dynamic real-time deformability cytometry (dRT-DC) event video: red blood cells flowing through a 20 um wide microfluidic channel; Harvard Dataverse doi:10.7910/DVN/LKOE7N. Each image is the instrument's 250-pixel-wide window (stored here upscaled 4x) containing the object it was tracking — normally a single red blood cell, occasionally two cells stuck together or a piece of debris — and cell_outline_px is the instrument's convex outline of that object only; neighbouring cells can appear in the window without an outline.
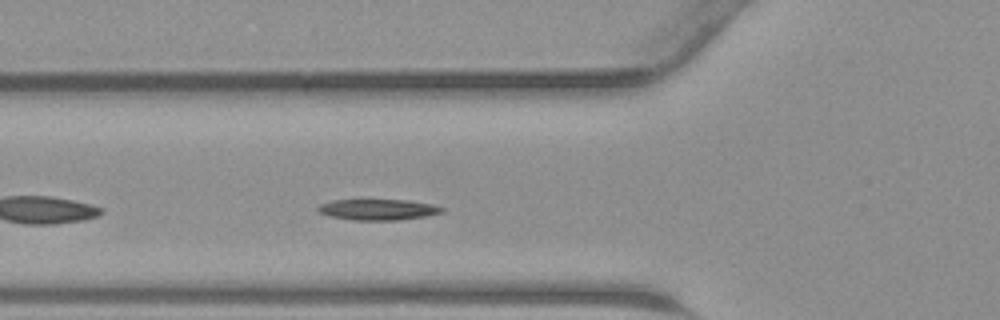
{"species": "common noctule bat (a hibernating species)", "species_latin": "Nyctalus noctula", "temperature_condition": "warm", "stored_images_in_passage": 35, "camera_frame_rate_fps": 3000, "um_per_image_px": 0.085, "animal": {"sex": "male", "body_mass_g": 23.1, "forearm_length_mm": 52.7}, "frame": {"image": 1, "passage_image": 5, "time_ms": 1.333, "image_size_px": [1000, 320], "cell_outline_px": [[444, 212], [424, 216], [400, 220], [352, 220], [328, 216], [320, 212], [316, 208], [320, 204], [332, 200], [408, 200], [432, 204], [444, 208]], "centroid_in_image_um": [32.12, 17.81], "position_along_channel_um": 93.7, "area_um2": 15.09}}
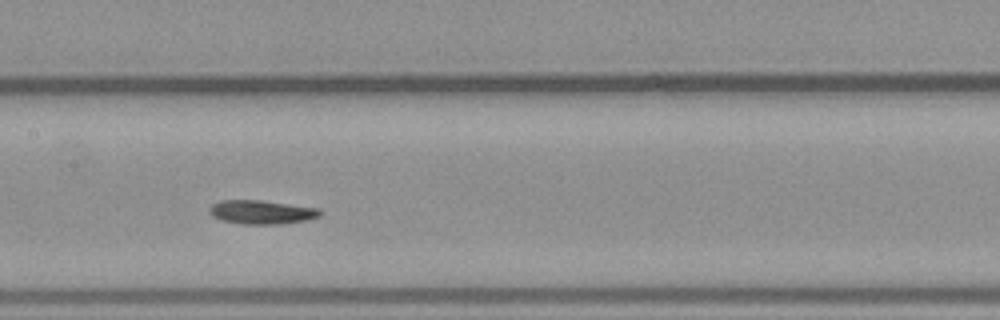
{"frame": {"image": 2, "passage_image": 11, "time_ms": 3.333, "image_size_px": [1000, 320], "cell_outline_px": [[324, 212], [320, 216], [308, 220], [284, 224], [244, 224], [220, 220], [212, 216], [208, 208], [212, 204], [220, 200], [260, 200], [320, 208]], "centroid_in_image_um": [22.27, 18.03], "position_along_channel_um": 185.1, "area_um2": 15.61}}
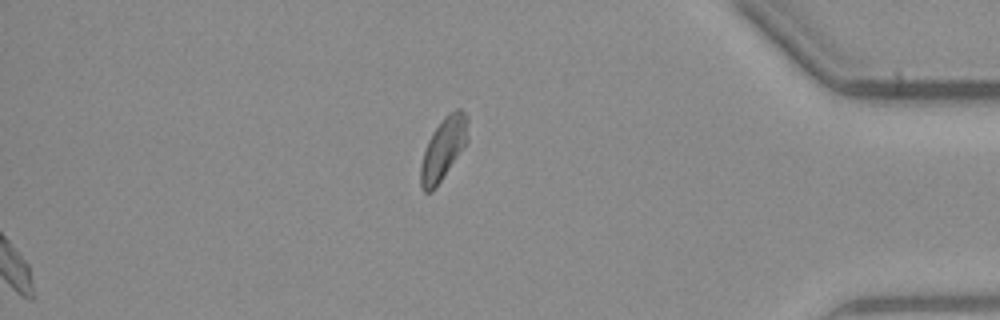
{"frame": {"image": 3, "passage_image": 35, "time_ms": 11.333, "image_size_px": [1000, 320], "cell_outline_px": [[468, 140], [436, 188], [432, 192], [424, 192], [420, 188], [420, 164], [428, 140], [432, 132], [444, 116], [456, 108], [460, 108], [468, 116]], "centroid_in_image_um": [37.68, 12.64], "position_along_channel_um": 397.5, "area_um2": 17.22}}